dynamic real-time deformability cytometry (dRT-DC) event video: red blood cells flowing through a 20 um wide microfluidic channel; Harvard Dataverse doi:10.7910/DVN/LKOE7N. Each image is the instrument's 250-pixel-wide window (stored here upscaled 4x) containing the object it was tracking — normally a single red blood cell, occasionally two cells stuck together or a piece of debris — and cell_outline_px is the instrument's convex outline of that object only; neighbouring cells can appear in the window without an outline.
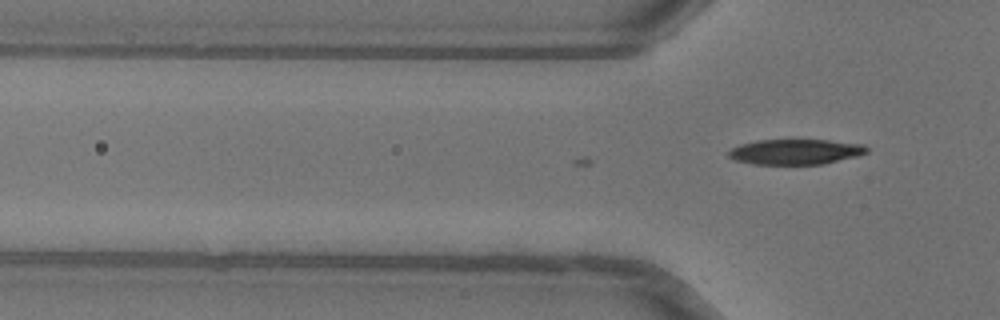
{"species": "common noctule bat (a hibernating species)", "species_latin": "Nyctalus noctula", "temperature_condition": "warm", "stored_images_in_passage": 4, "camera_frame_rate_fps": 3000, "um_per_image_px": 0.085, "animal": {"sex": "female"}, "frame": {"image": 1, "passage_image": 4, "time_ms": 1.0, "image_size_px": [1000, 320], "cell_outline_px": [[868, 152], [856, 156], [824, 164], [752, 164], [736, 160], [728, 156], [728, 152], [732, 148], [740, 144], [756, 140], [828, 140], [864, 144], [868, 148]], "centroid_in_image_um": [67.62, 12.9], "position_along_channel_um": 58.2, "area_um2": 20.35}}